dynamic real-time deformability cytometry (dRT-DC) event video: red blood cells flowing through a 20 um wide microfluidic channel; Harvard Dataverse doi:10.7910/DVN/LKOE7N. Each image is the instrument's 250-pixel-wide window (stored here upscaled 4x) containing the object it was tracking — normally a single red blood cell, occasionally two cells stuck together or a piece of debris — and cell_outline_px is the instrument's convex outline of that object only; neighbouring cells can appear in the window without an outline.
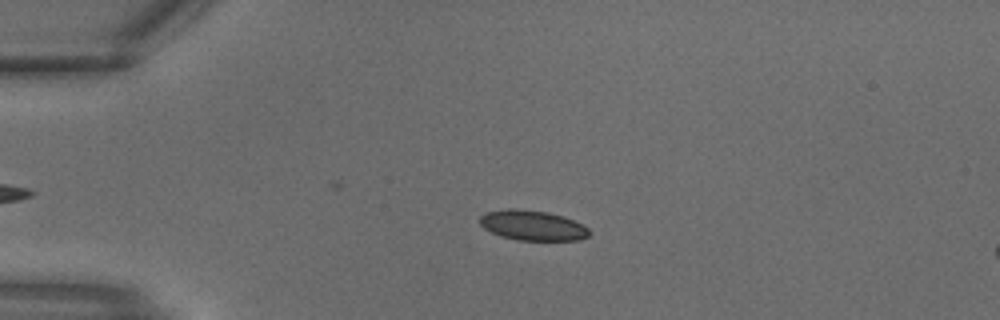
{"species": "common noctule bat (a hibernating species)", "species_latin": "Nyctalus noctula", "temperature_condition": "warm", "stored_images_in_passage": 22, "camera_frame_rate_fps": 3000, "um_per_image_px": 0.085, "animal": {"sex": "male", "body_mass_g": 18.8}, "frame": {"image": 1, "passage_image": 7, "time_ms": 2.0, "image_size_px": [1000, 320], "cell_outline_px": [[588, 236], [580, 240], [516, 240], [500, 236], [484, 228], [480, 224], [480, 216], [484, 212], [508, 208], [516, 208], [548, 212], [564, 216], [588, 228]], "centroid_in_image_um": [45.22, 19.15], "position_along_channel_um": 39.8, "area_um2": 19.19}}
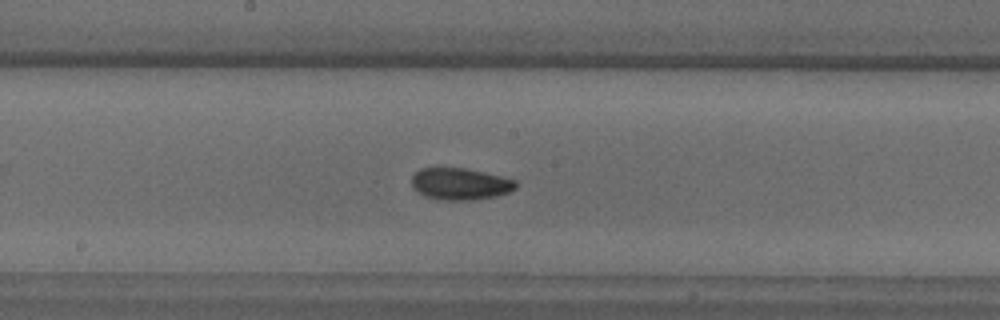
{"frame": {"image": 2, "passage_image": 16, "time_ms": 5.0, "image_size_px": [1000, 320], "cell_outline_px": [[516, 188], [508, 192], [496, 196], [472, 200], [440, 200], [424, 196], [416, 192], [412, 188], [412, 176], [420, 168], [464, 168], [484, 172], [516, 180]], "centroid_in_image_um": [39.08, 15.64], "position_along_channel_um": 209.1, "area_um2": 19.36}}